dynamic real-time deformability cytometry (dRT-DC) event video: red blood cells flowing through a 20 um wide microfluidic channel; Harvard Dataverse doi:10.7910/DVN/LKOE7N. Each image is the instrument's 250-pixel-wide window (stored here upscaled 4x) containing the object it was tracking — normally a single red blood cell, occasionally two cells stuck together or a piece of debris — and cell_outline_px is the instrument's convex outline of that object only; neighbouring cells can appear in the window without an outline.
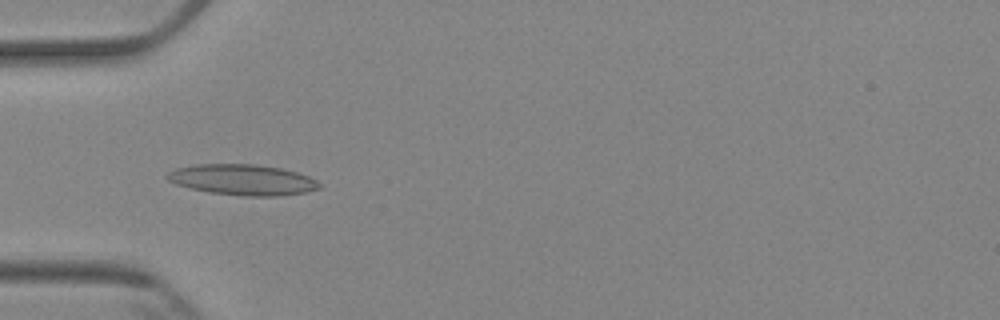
{"species": "Egyptian fruit bat (a non-hibernating species)", "species_latin": "Rousettus aegyptiacus", "temperature_condition": "cold", "stored_images_in_passage": 6, "camera_frame_rate_fps": 3000, "um_per_image_px": 0.085, "animal": {"sex": "female"}, "frame": {"image": 1, "passage_image": 4, "time_ms": 3.333, "image_size_px": [1000, 320], "cell_outline_px": [[320, 188], [304, 192], [280, 196], [240, 196], [208, 192], [176, 184], [168, 180], [164, 176], [168, 172], [176, 168], [196, 164], [256, 164], [280, 168], [296, 172], [308, 176], [316, 180], [320, 184]], "centroid_in_image_um": [20.6, 15.28], "position_along_channel_um": 64.4, "area_um2": 27.22}}
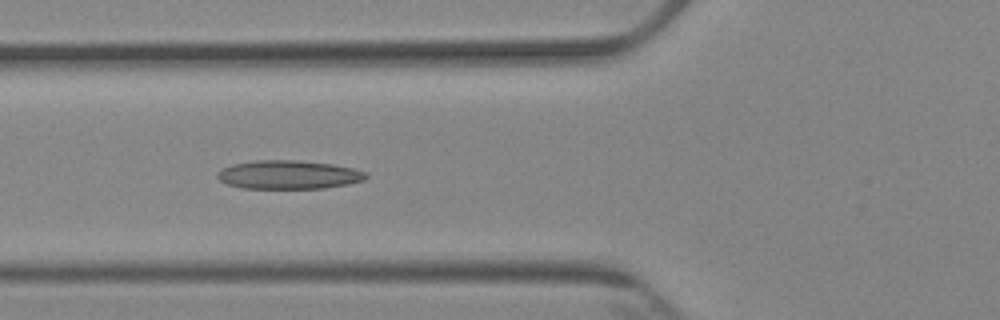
{"frame": {"image": 2, "passage_image": 5, "time_ms": 4.333, "image_size_px": [1000, 320], "cell_outline_px": [[368, 176], [364, 180], [348, 184], [324, 188], [240, 188], [228, 184], [220, 180], [216, 176], [216, 172], [232, 164], [252, 160], [296, 160], [332, 164], [356, 168], [368, 172]], "centroid_in_image_um": [24.55, 14.84], "position_along_channel_um": 101.2, "area_um2": 24.97}}
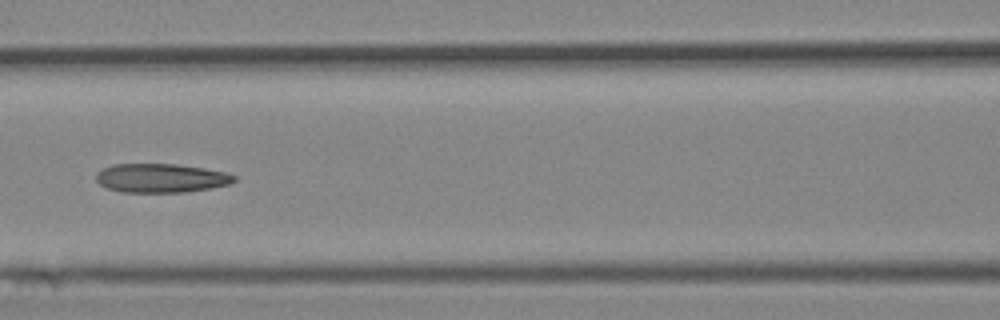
{"frame": {"image": 3, "passage_image": 6, "time_ms": 5.667, "image_size_px": [1000, 320], "cell_outline_px": [[236, 180], [228, 184], [208, 188], [184, 192], [120, 192], [108, 188], [100, 184], [96, 180], [96, 172], [112, 164], [176, 164], [204, 168], [224, 172], [236, 176]], "centroid_in_image_um": [13.65, 15.13], "position_along_channel_um": 153.0, "area_um2": 23.12}}